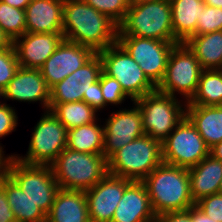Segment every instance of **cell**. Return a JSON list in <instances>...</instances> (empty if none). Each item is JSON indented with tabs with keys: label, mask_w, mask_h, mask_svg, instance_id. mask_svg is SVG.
<instances>
[{
	"label": "cell",
	"mask_w": 222,
	"mask_h": 222,
	"mask_svg": "<svg viewBox=\"0 0 222 222\" xmlns=\"http://www.w3.org/2000/svg\"><path fill=\"white\" fill-rule=\"evenodd\" d=\"M98 54L102 60L103 71L120 83L131 101L156 91V86L147 78L139 64L118 42Z\"/></svg>",
	"instance_id": "7"
},
{
	"label": "cell",
	"mask_w": 222,
	"mask_h": 222,
	"mask_svg": "<svg viewBox=\"0 0 222 222\" xmlns=\"http://www.w3.org/2000/svg\"><path fill=\"white\" fill-rule=\"evenodd\" d=\"M83 101L94 108L97 112L104 108V97L101 91L100 78L98 81L91 84L88 96H83Z\"/></svg>",
	"instance_id": "37"
},
{
	"label": "cell",
	"mask_w": 222,
	"mask_h": 222,
	"mask_svg": "<svg viewBox=\"0 0 222 222\" xmlns=\"http://www.w3.org/2000/svg\"><path fill=\"white\" fill-rule=\"evenodd\" d=\"M49 110L67 130L97 121V111L84 101L49 103Z\"/></svg>",
	"instance_id": "29"
},
{
	"label": "cell",
	"mask_w": 222,
	"mask_h": 222,
	"mask_svg": "<svg viewBox=\"0 0 222 222\" xmlns=\"http://www.w3.org/2000/svg\"><path fill=\"white\" fill-rule=\"evenodd\" d=\"M0 98H3V91L0 89ZM2 104V102H0Z\"/></svg>",
	"instance_id": "48"
},
{
	"label": "cell",
	"mask_w": 222,
	"mask_h": 222,
	"mask_svg": "<svg viewBox=\"0 0 222 222\" xmlns=\"http://www.w3.org/2000/svg\"><path fill=\"white\" fill-rule=\"evenodd\" d=\"M156 216L195 206L188 168L161 163L143 181Z\"/></svg>",
	"instance_id": "2"
},
{
	"label": "cell",
	"mask_w": 222,
	"mask_h": 222,
	"mask_svg": "<svg viewBox=\"0 0 222 222\" xmlns=\"http://www.w3.org/2000/svg\"><path fill=\"white\" fill-rule=\"evenodd\" d=\"M8 175L23 193L47 215L60 189L51 166L25 164L12 158Z\"/></svg>",
	"instance_id": "10"
},
{
	"label": "cell",
	"mask_w": 222,
	"mask_h": 222,
	"mask_svg": "<svg viewBox=\"0 0 222 222\" xmlns=\"http://www.w3.org/2000/svg\"><path fill=\"white\" fill-rule=\"evenodd\" d=\"M195 206L214 221L222 222V194L204 197L197 201Z\"/></svg>",
	"instance_id": "35"
},
{
	"label": "cell",
	"mask_w": 222,
	"mask_h": 222,
	"mask_svg": "<svg viewBox=\"0 0 222 222\" xmlns=\"http://www.w3.org/2000/svg\"><path fill=\"white\" fill-rule=\"evenodd\" d=\"M119 25L83 0H64L65 40L87 46L98 53L117 42Z\"/></svg>",
	"instance_id": "1"
},
{
	"label": "cell",
	"mask_w": 222,
	"mask_h": 222,
	"mask_svg": "<svg viewBox=\"0 0 222 222\" xmlns=\"http://www.w3.org/2000/svg\"><path fill=\"white\" fill-rule=\"evenodd\" d=\"M18 116L14 107L9 104H0V138L9 135L16 130L18 124Z\"/></svg>",
	"instance_id": "36"
},
{
	"label": "cell",
	"mask_w": 222,
	"mask_h": 222,
	"mask_svg": "<svg viewBox=\"0 0 222 222\" xmlns=\"http://www.w3.org/2000/svg\"><path fill=\"white\" fill-rule=\"evenodd\" d=\"M0 222H17L8 203L5 189L0 185Z\"/></svg>",
	"instance_id": "39"
},
{
	"label": "cell",
	"mask_w": 222,
	"mask_h": 222,
	"mask_svg": "<svg viewBox=\"0 0 222 222\" xmlns=\"http://www.w3.org/2000/svg\"><path fill=\"white\" fill-rule=\"evenodd\" d=\"M133 108L120 109L106 119L103 155L108 159L115 151L145 135L142 115L135 102Z\"/></svg>",
	"instance_id": "13"
},
{
	"label": "cell",
	"mask_w": 222,
	"mask_h": 222,
	"mask_svg": "<svg viewBox=\"0 0 222 222\" xmlns=\"http://www.w3.org/2000/svg\"><path fill=\"white\" fill-rule=\"evenodd\" d=\"M95 54L96 52L87 46L63 39L55 52L40 68L47 86L51 88L61 82L83 66Z\"/></svg>",
	"instance_id": "15"
},
{
	"label": "cell",
	"mask_w": 222,
	"mask_h": 222,
	"mask_svg": "<svg viewBox=\"0 0 222 222\" xmlns=\"http://www.w3.org/2000/svg\"><path fill=\"white\" fill-rule=\"evenodd\" d=\"M205 5L222 8V0H203Z\"/></svg>",
	"instance_id": "45"
},
{
	"label": "cell",
	"mask_w": 222,
	"mask_h": 222,
	"mask_svg": "<svg viewBox=\"0 0 222 222\" xmlns=\"http://www.w3.org/2000/svg\"><path fill=\"white\" fill-rule=\"evenodd\" d=\"M0 185L5 189V194L17 222H46L45 213L34 204L18 184L7 175Z\"/></svg>",
	"instance_id": "26"
},
{
	"label": "cell",
	"mask_w": 222,
	"mask_h": 222,
	"mask_svg": "<svg viewBox=\"0 0 222 222\" xmlns=\"http://www.w3.org/2000/svg\"><path fill=\"white\" fill-rule=\"evenodd\" d=\"M209 155L217 160L222 161V141L210 148Z\"/></svg>",
	"instance_id": "44"
},
{
	"label": "cell",
	"mask_w": 222,
	"mask_h": 222,
	"mask_svg": "<svg viewBox=\"0 0 222 222\" xmlns=\"http://www.w3.org/2000/svg\"><path fill=\"white\" fill-rule=\"evenodd\" d=\"M174 38L180 43L196 34V25L205 8L203 0H170Z\"/></svg>",
	"instance_id": "24"
},
{
	"label": "cell",
	"mask_w": 222,
	"mask_h": 222,
	"mask_svg": "<svg viewBox=\"0 0 222 222\" xmlns=\"http://www.w3.org/2000/svg\"><path fill=\"white\" fill-rule=\"evenodd\" d=\"M117 42L139 64L144 74L156 87L165 75L173 47L179 43L136 36H118Z\"/></svg>",
	"instance_id": "12"
},
{
	"label": "cell",
	"mask_w": 222,
	"mask_h": 222,
	"mask_svg": "<svg viewBox=\"0 0 222 222\" xmlns=\"http://www.w3.org/2000/svg\"><path fill=\"white\" fill-rule=\"evenodd\" d=\"M14 46L0 51V89L3 91L19 69Z\"/></svg>",
	"instance_id": "33"
},
{
	"label": "cell",
	"mask_w": 222,
	"mask_h": 222,
	"mask_svg": "<svg viewBox=\"0 0 222 222\" xmlns=\"http://www.w3.org/2000/svg\"><path fill=\"white\" fill-rule=\"evenodd\" d=\"M103 71L101 57L96 53L89 61L50 88V103L83 101L91 84L99 80Z\"/></svg>",
	"instance_id": "16"
},
{
	"label": "cell",
	"mask_w": 222,
	"mask_h": 222,
	"mask_svg": "<svg viewBox=\"0 0 222 222\" xmlns=\"http://www.w3.org/2000/svg\"><path fill=\"white\" fill-rule=\"evenodd\" d=\"M12 45V39L0 27V51L9 49Z\"/></svg>",
	"instance_id": "42"
},
{
	"label": "cell",
	"mask_w": 222,
	"mask_h": 222,
	"mask_svg": "<svg viewBox=\"0 0 222 222\" xmlns=\"http://www.w3.org/2000/svg\"><path fill=\"white\" fill-rule=\"evenodd\" d=\"M191 196L196 203L200 199L219 192L222 180V161L208 155L188 169Z\"/></svg>",
	"instance_id": "22"
},
{
	"label": "cell",
	"mask_w": 222,
	"mask_h": 222,
	"mask_svg": "<svg viewBox=\"0 0 222 222\" xmlns=\"http://www.w3.org/2000/svg\"><path fill=\"white\" fill-rule=\"evenodd\" d=\"M220 194H222V180H221V183H220V187H219V192Z\"/></svg>",
	"instance_id": "47"
},
{
	"label": "cell",
	"mask_w": 222,
	"mask_h": 222,
	"mask_svg": "<svg viewBox=\"0 0 222 222\" xmlns=\"http://www.w3.org/2000/svg\"><path fill=\"white\" fill-rule=\"evenodd\" d=\"M186 117L209 148L222 141V105H186Z\"/></svg>",
	"instance_id": "23"
},
{
	"label": "cell",
	"mask_w": 222,
	"mask_h": 222,
	"mask_svg": "<svg viewBox=\"0 0 222 222\" xmlns=\"http://www.w3.org/2000/svg\"><path fill=\"white\" fill-rule=\"evenodd\" d=\"M67 131L50 110L45 111L34 127L26 156L14 157L25 164L50 166L66 148Z\"/></svg>",
	"instance_id": "9"
},
{
	"label": "cell",
	"mask_w": 222,
	"mask_h": 222,
	"mask_svg": "<svg viewBox=\"0 0 222 222\" xmlns=\"http://www.w3.org/2000/svg\"><path fill=\"white\" fill-rule=\"evenodd\" d=\"M161 149L163 163L188 169L206 158L210 150L186 116L161 142Z\"/></svg>",
	"instance_id": "11"
},
{
	"label": "cell",
	"mask_w": 222,
	"mask_h": 222,
	"mask_svg": "<svg viewBox=\"0 0 222 222\" xmlns=\"http://www.w3.org/2000/svg\"><path fill=\"white\" fill-rule=\"evenodd\" d=\"M64 0H32L25 9L26 32L62 34Z\"/></svg>",
	"instance_id": "20"
},
{
	"label": "cell",
	"mask_w": 222,
	"mask_h": 222,
	"mask_svg": "<svg viewBox=\"0 0 222 222\" xmlns=\"http://www.w3.org/2000/svg\"><path fill=\"white\" fill-rule=\"evenodd\" d=\"M98 12L109 16L118 25L124 20L130 7L128 0H83Z\"/></svg>",
	"instance_id": "31"
},
{
	"label": "cell",
	"mask_w": 222,
	"mask_h": 222,
	"mask_svg": "<svg viewBox=\"0 0 222 222\" xmlns=\"http://www.w3.org/2000/svg\"><path fill=\"white\" fill-rule=\"evenodd\" d=\"M66 148L89 154H103L104 127L97 121L67 131Z\"/></svg>",
	"instance_id": "27"
},
{
	"label": "cell",
	"mask_w": 222,
	"mask_h": 222,
	"mask_svg": "<svg viewBox=\"0 0 222 222\" xmlns=\"http://www.w3.org/2000/svg\"><path fill=\"white\" fill-rule=\"evenodd\" d=\"M130 4H135L137 2L148 1V0H128Z\"/></svg>",
	"instance_id": "46"
},
{
	"label": "cell",
	"mask_w": 222,
	"mask_h": 222,
	"mask_svg": "<svg viewBox=\"0 0 222 222\" xmlns=\"http://www.w3.org/2000/svg\"><path fill=\"white\" fill-rule=\"evenodd\" d=\"M142 115L146 135L163 142L186 116L184 105L178 98L159 91L146 94L134 101Z\"/></svg>",
	"instance_id": "6"
},
{
	"label": "cell",
	"mask_w": 222,
	"mask_h": 222,
	"mask_svg": "<svg viewBox=\"0 0 222 222\" xmlns=\"http://www.w3.org/2000/svg\"><path fill=\"white\" fill-rule=\"evenodd\" d=\"M60 189L88 190L107 173L103 154H89L65 148L50 165Z\"/></svg>",
	"instance_id": "4"
},
{
	"label": "cell",
	"mask_w": 222,
	"mask_h": 222,
	"mask_svg": "<svg viewBox=\"0 0 222 222\" xmlns=\"http://www.w3.org/2000/svg\"><path fill=\"white\" fill-rule=\"evenodd\" d=\"M63 39V34L25 32L13 41L19 66L40 69Z\"/></svg>",
	"instance_id": "17"
},
{
	"label": "cell",
	"mask_w": 222,
	"mask_h": 222,
	"mask_svg": "<svg viewBox=\"0 0 222 222\" xmlns=\"http://www.w3.org/2000/svg\"><path fill=\"white\" fill-rule=\"evenodd\" d=\"M155 222H194L190 208L185 211L167 212L156 217Z\"/></svg>",
	"instance_id": "38"
},
{
	"label": "cell",
	"mask_w": 222,
	"mask_h": 222,
	"mask_svg": "<svg viewBox=\"0 0 222 222\" xmlns=\"http://www.w3.org/2000/svg\"><path fill=\"white\" fill-rule=\"evenodd\" d=\"M202 70L192 51L180 42L173 47L165 75L156 90L172 97H176V93L181 94L188 103L197 90Z\"/></svg>",
	"instance_id": "8"
},
{
	"label": "cell",
	"mask_w": 222,
	"mask_h": 222,
	"mask_svg": "<svg viewBox=\"0 0 222 222\" xmlns=\"http://www.w3.org/2000/svg\"><path fill=\"white\" fill-rule=\"evenodd\" d=\"M5 3H7L10 6H13L18 9L25 10L27 5L32 1V0H1Z\"/></svg>",
	"instance_id": "43"
},
{
	"label": "cell",
	"mask_w": 222,
	"mask_h": 222,
	"mask_svg": "<svg viewBox=\"0 0 222 222\" xmlns=\"http://www.w3.org/2000/svg\"><path fill=\"white\" fill-rule=\"evenodd\" d=\"M190 214L194 222H217V221H214L209 216L205 215L196 206L190 207Z\"/></svg>",
	"instance_id": "41"
},
{
	"label": "cell",
	"mask_w": 222,
	"mask_h": 222,
	"mask_svg": "<svg viewBox=\"0 0 222 222\" xmlns=\"http://www.w3.org/2000/svg\"><path fill=\"white\" fill-rule=\"evenodd\" d=\"M156 217L145 184L132 181L125 188L111 222H155Z\"/></svg>",
	"instance_id": "19"
},
{
	"label": "cell",
	"mask_w": 222,
	"mask_h": 222,
	"mask_svg": "<svg viewBox=\"0 0 222 222\" xmlns=\"http://www.w3.org/2000/svg\"><path fill=\"white\" fill-rule=\"evenodd\" d=\"M162 162L161 142L145 134L115 151L107 159V170L118 177L143 181Z\"/></svg>",
	"instance_id": "5"
},
{
	"label": "cell",
	"mask_w": 222,
	"mask_h": 222,
	"mask_svg": "<svg viewBox=\"0 0 222 222\" xmlns=\"http://www.w3.org/2000/svg\"><path fill=\"white\" fill-rule=\"evenodd\" d=\"M3 99L30 103L40 101L45 111H48L50 88L47 86L40 69L19 67L14 78L3 90Z\"/></svg>",
	"instance_id": "18"
},
{
	"label": "cell",
	"mask_w": 222,
	"mask_h": 222,
	"mask_svg": "<svg viewBox=\"0 0 222 222\" xmlns=\"http://www.w3.org/2000/svg\"><path fill=\"white\" fill-rule=\"evenodd\" d=\"M186 105H222V69L202 70L197 90Z\"/></svg>",
	"instance_id": "28"
},
{
	"label": "cell",
	"mask_w": 222,
	"mask_h": 222,
	"mask_svg": "<svg viewBox=\"0 0 222 222\" xmlns=\"http://www.w3.org/2000/svg\"><path fill=\"white\" fill-rule=\"evenodd\" d=\"M0 27L14 41L26 32L25 10L0 0Z\"/></svg>",
	"instance_id": "30"
},
{
	"label": "cell",
	"mask_w": 222,
	"mask_h": 222,
	"mask_svg": "<svg viewBox=\"0 0 222 222\" xmlns=\"http://www.w3.org/2000/svg\"><path fill=\"white\" fill-rule=\"evenodd\" d=\"M4 152L3 147L0 145V182L8 175L9 165L14 157V154L5 157Z\"/></svg>",
	"instance_id": "40"
},
{
	"label": "cell",
	"mask_w": 222,
	"mask_h": 222,
	"mask_svg": "<svg viewBox=\"0 0 222 222\" xmlns=\"http://www.w3.org/2000/svg\"><path fill=\"white\" fill-rule=\"evenodd\" d=\"M184 43L203 70L222 69V30L190 36Z\"/></svg>",
	"instance_id": "25"
},
{
	"label": "cell",
	"mask_w": 222,
	"mask_h": 222,
	"mask_svg": "<svg viewBox=\"0 0 222 222\" xmlns=\"http://www.w3.org/2000/svg\"><path fill=\"white\" fill-rule=\"evenodd\" d=\"M100 85L104 97V108L109 104L121 105L127 99L120 83L104 71L100 75Z\"/></svg>",
	"instance_id": "34"
},
{
	"label": "cell",
	"mask_w": 222,
	"mask_h": 222,
	"mask_svg": "<svg viewBox=\"0 0 222 222\" xmlns=\"http://www.w3.org/2000/svg\"><path fill=\"white\" fill-rule=\"evenodd\" d=\"M222 30V8L205 5L196 25V34L203 35Z\"/></svg>",
	"instance_id": "32"
},
{
	"label": "cell",
	"mask_w": 222,
	"mask_h": 222,
	"mask_svg": "<svg viewBox=\"0 0 222 222\" xmlns=\"http://www.w3.org/2000/svg\"><path fill=\"white\" fill-rule=\"evenodd\" d=\"M131 182L107 173L96 185L85 190L90 222H111L118 202Z\"/></svg>",
	"instance_id": "14"
},
{
	"label": "cell",
	"mask_w": 222,
	"mask_h": 222,
	"mask_svg": "<svg viewBox=\"0 0 222 222\" xmlns=\"http://www.w3.org/2000/svg\"><path fill=\"white\" fill-rule=\"evenodd\" d=\"M46 222H90L85 192L59 189Z\"/></svg>",
	"instance_id": "21"
},
{
	"label": "cell",
	"mask_w": 222,
	"mask_h": 222,
	"mask_svg": "<svg viewBox=\"0 0 222 222\" xmlns=\"http://www.w3.org/2000/svg\"><path fill=\"white\" fill-rule=\"evenodd\" d=\"M118 36L178 42L174 38L170 0H148L130 4L119 24Z\"/></svg>",
	"instance_id": "3"
}]
</instances>
